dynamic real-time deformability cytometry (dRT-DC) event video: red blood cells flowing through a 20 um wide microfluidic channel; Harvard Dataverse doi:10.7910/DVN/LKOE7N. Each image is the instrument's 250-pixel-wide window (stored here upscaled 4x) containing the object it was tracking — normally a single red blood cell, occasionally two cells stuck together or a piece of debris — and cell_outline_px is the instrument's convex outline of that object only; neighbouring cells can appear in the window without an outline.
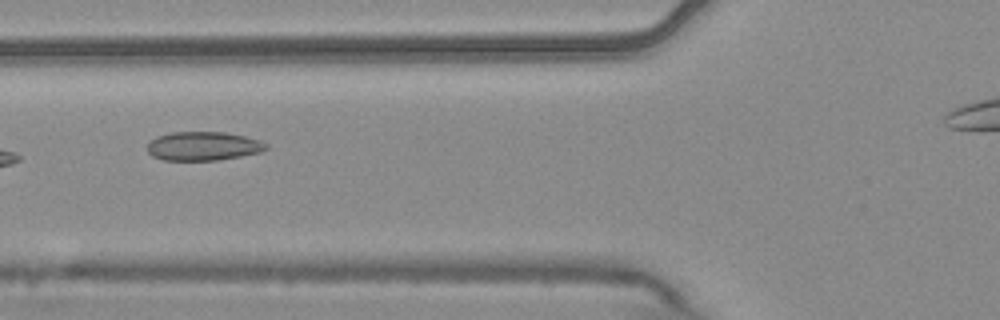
{"species": "common noctule bat (a hibernating species)", "species_latin": "Nyctalus noctula", "temperature_condition": "warm", "stored_images_in_passage": 6, "camera_frame_rate_fps": 3000, "um_per_image_px": 0.085, "animal": {"sex": "male", "body_mass_g": 20.4}, "frame": {"image": 1, "passage_image": 6, "time_ms": 1.667, "image_size_px": [1000, 320], "cell_outline_px": [[268, 148], [260, 152], [240, 156], [216, 160], [164, 160], [152, 156], [148, 152], [148, 140], [156, 136], [172, 132], [224, 132], [244, 136], [260, 140], [268, 144]], "centroid_in_image_um": [17.25, 12.41], "position_along_channel_um": 108.5, "area_um2": 20.0}}